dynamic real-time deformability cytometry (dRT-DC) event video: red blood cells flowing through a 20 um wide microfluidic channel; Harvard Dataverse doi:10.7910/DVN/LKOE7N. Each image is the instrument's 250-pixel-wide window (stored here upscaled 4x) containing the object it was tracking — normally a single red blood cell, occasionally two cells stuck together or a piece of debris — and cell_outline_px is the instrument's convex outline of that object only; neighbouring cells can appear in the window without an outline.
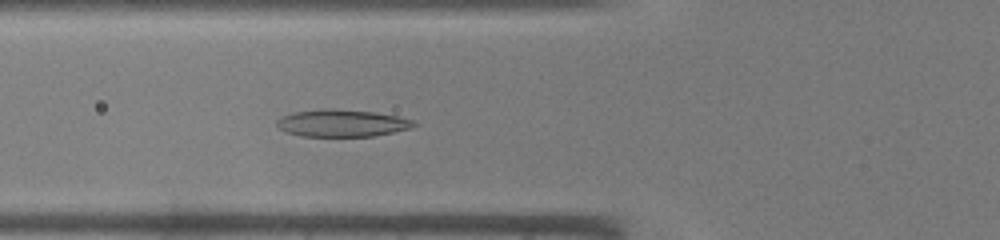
{"species": "common noctule bat (a hibernating species)", "species_latin": "Nyctalus noctula", "temperature_condition": "warm", "stored_images_in_passage": 43, "camera_frame_rate_fps": 3000, "um_per_image_px": 0.085, "animal": {"sex": "male", "body_mass_g": 19.0, "forearm_length_mm": 50.8}, "frame": {"image": 1, "passage_image": 16, "time_ms": 5.0, "image_size_px": [1000, 240], "cell_outline_px": [[416, 124], [412, 128], [372, 136], [300, 136], [284, 132], [276, 124], [276, 120], [284, 116], [296, 112], [324, 108], [332, 108], [376, 112], [396, 116], [412, 120]], "centroid_in_image_um": [29.04, 10.46], "position_along_channel_um": 96.8, "area_um2": 21.62}}
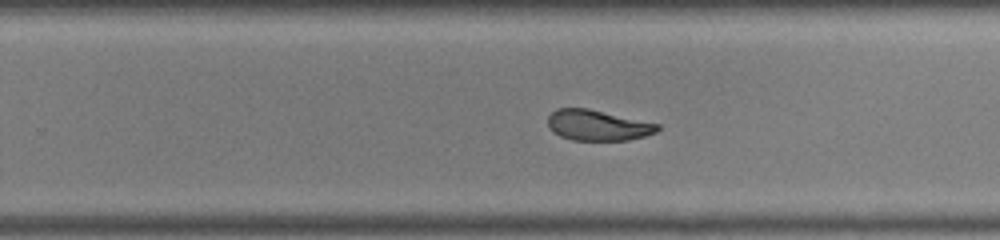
{"frame": {"image": 2, "passage_image": 28, "time_ms": 9.0, "image_size_px": [1000, 240], "cell_outline_px": [[660, 128], [656, 132], [644, 136], [628, 140], [572, 140], [560, 136], [552, 132], [548, 124], [548, 116], [556, 108], [588, 108], [660, 124]], "centroid_in_image_um": [50.79, 10.64], "position_along_channel_um": 279.0, "area_um2": 19.59}}
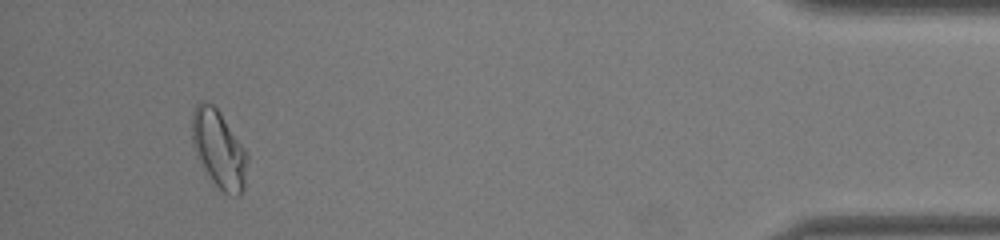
{"frame": {"image": 3, "passage_image": 41, "time_ms": 13.333, "image_size_px": [1000, 240], "cell_outline_px": [[248, 160], [244, 188], [240, 196], [228, 196], [208, 176], [192, 144], [192, 112], [196, 104], [200, 100], [212, 104], [220, 112], [244, 148], [248, 156]], "centroid_in_image_um": [18.61, 12.68], "position_along_channel_um": 416.6, "area_um2": 24.85}}